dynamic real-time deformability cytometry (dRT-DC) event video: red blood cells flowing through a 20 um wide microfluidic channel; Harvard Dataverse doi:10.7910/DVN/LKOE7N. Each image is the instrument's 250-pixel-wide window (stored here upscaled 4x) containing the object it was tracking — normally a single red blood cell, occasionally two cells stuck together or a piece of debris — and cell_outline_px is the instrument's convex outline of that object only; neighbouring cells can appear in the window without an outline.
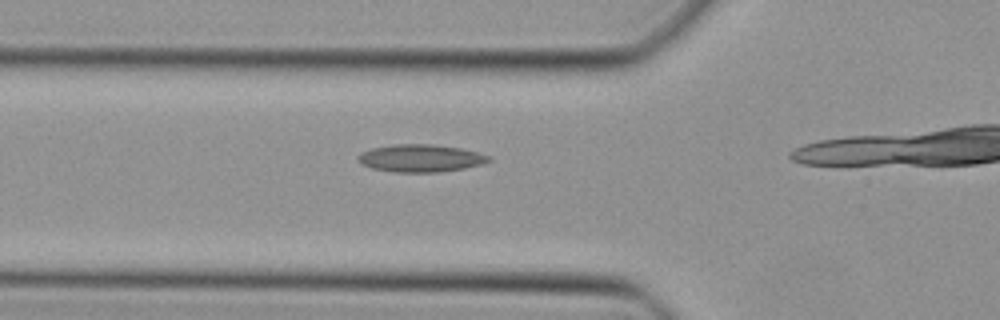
{"species": "Egyptian fruit bat (a non-hibernating species)", "species_latin": "Rousettus aegyptiacus", "temperature_condition": "cold", "stored_images_in_passage": 15, "camera_frame_rate_fps": 3000, "um_per_image_px": 0.085, "animal": {"sex": "female"}, "frame": {"image": 1, "passage_image": 11, "time_ms": 3.333, "image_size_px": [1000, 320], "cell_outline_px": [[492, 160], [480, 164], [464, 168], [440, 172], [392, 172], [372, 168], [360, 164], [356, 156], [360, 152], [372, 148], [396, 144], [432, 144], [460, 148], [492, 156]], "centroid_in_image_um": [35.72, 13.45], "position_along_channel_um": 90.1, "area_um2": 21.04}}